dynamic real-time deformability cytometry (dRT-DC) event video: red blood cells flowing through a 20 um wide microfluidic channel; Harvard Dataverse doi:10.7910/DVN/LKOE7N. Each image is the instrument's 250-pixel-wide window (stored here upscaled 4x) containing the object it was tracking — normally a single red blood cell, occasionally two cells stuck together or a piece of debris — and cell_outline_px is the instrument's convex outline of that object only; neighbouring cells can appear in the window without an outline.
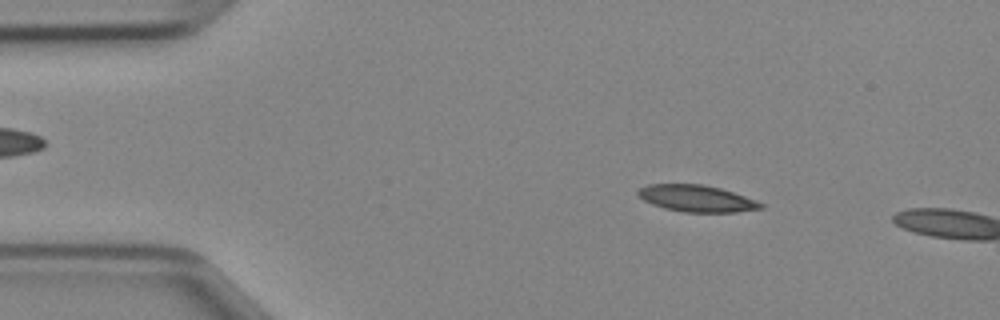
{"species": "Egyptian fruit bat (a non-hibernating species)", "species_latin": "Rousettus aegyptiacus", "temperature_condition": "cold", "stored_images_in_passage": 8, "camera_frame_rate_fps": 3000, "um_per_image_px": 0.085, "animal": {"sex": "female"}, "frame": {"image": 1, "passage_image": 6, "time_ms": 1.667, "image_size_px": [1000, 320], "cell_outline_px": [[764, 208], [736, 212], [684, 212], [664, 208], [652, 204], [636, 196], [636, 192], [640, 188], [648, 184], [700, 184], [720, 188], [756, 200], [764, 204]], "centroid_in_image_um": [59.19, 16.87], "position_along_channel_um": 25.8, "area_um2": 19.07}}